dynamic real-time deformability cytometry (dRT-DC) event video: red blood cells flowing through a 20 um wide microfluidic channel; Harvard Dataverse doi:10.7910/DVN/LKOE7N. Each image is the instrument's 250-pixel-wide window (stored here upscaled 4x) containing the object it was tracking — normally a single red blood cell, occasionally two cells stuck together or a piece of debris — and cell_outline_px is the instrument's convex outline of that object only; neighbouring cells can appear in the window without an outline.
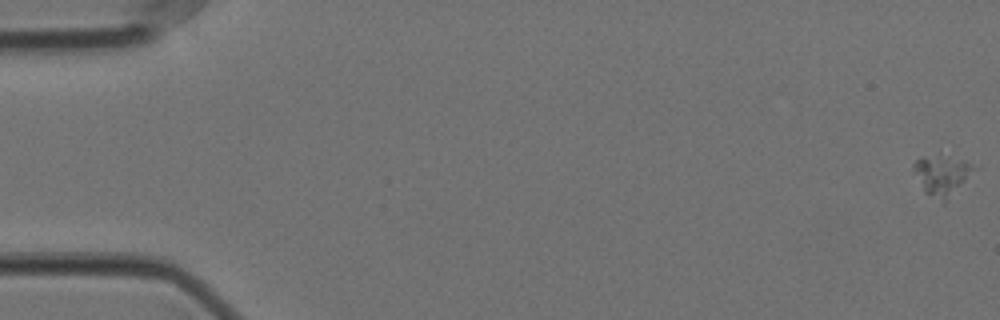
{"species": "Egyptian fruit bat (a non-hibernating species)", "species_latin": "Rousettus aegyptiacus", "temperature_condition": "cold", "stored_images_in_passage": 59, "camera_frame_rate_fps": 3000, "um_per_image_px": 0.085, "animal": {"sex": "female"}, "frame": {"image": 1, "passage_image": 1, "time_ms": 0.0, "image_size_px": [1000, 320], "cell_outline_px": [[972, 168], [964, 180], [944, 204], [924, 192], [912, 168], [912, 164], [920, 156], [948, 156], [968, 164]], "centroid_in_image_um": [79.92, 14.91], "position_along_channel_um": 5.1, "area_um2": 13.29}}
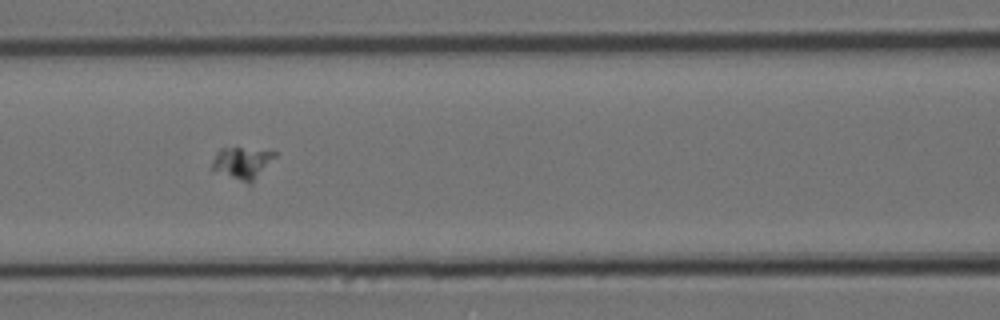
{"frame": {"image": 2, "passage_image": 26, "time_ms": 8.333, "image_size_px": [1000, 320], "cell_outline_px": [[276, 156], [252, 184], [248, 184], [212, 172], [212, 160], [216, 152], [220, 148], [240, 148], [276, 152]], "centroid_in_image_um": [20.53, 13.89], "position_along_channel_um": 146.1, "area_um2": 11.85}}
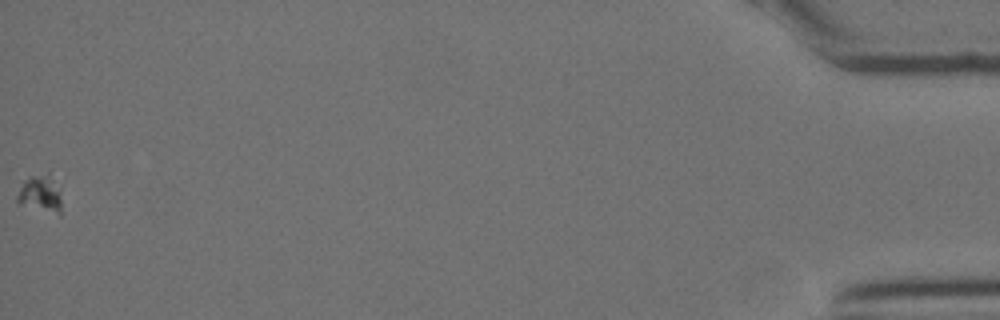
{"frame": {"image": 3, "passage_image": 59, "time_ms": 19.333, "image_size_px": [1000, 320], "cell_outline_px": [[60, 216], [16, 204], [16, 196], [24, 180], [28, 176], [48, 172], [60, 188]], "centroid_in_image_um": [3.42, 16.48], "position_along_channel_um": 431.8, "area_um2": 10.0}}